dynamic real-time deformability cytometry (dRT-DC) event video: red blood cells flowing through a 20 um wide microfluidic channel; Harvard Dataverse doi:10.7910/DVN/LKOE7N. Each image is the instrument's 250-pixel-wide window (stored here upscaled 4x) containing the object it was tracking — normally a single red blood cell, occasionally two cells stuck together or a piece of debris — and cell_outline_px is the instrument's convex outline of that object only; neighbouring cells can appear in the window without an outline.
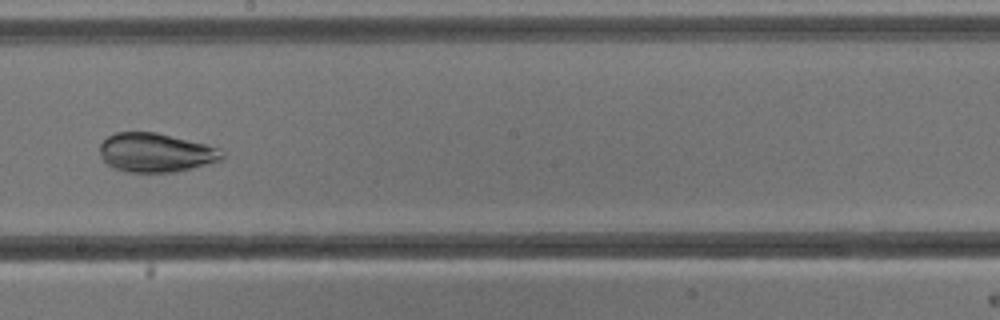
{"species": "common noctule bat (a hibernating species)", "species_latin": "Nyctalus noctula", "temperature_condition": "cold", "stored_images_in_passage": 8, "camera_frame_rate_fps": 3000, "um_per_image_px": 0.085, "animal": {"sex": "male", "body_mass_g": 13.3}, "frame": {"image": 1, "passage_image": 8, "time_ms": 9.0, "image_size_px": [1000, 320], "cell_outline_px": [[224, 160], [176, 172], [128, 172], [116, 168], [108, 164], [100, 156], [100, 144], [108, 136], [116, 132], [156, 132], [220, 148], [224, 152]], "centroid_in_image_um": [13.27, 12.97], "position_along_channel_um": 234.9, "area_um2": 27.74}}